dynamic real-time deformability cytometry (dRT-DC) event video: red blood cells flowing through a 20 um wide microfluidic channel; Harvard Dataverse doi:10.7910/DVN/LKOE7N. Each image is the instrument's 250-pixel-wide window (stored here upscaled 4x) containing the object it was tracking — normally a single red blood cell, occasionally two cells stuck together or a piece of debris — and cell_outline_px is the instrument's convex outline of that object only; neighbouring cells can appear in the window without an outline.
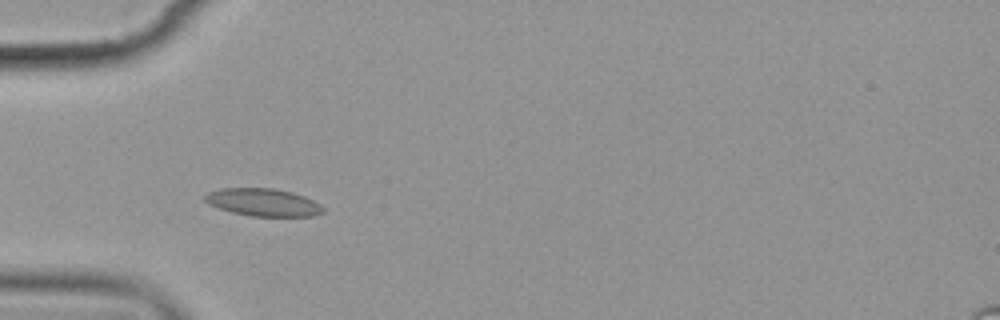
{"species": "common noctule bat (a hibernating species)", "species_latin": "Nyctalus noctula", "temperature_condition": "cold", "stored_images_in_passage": 6, "camera_frame_rate_fps": 3000, "um_per_image_px": 0.085, "animal": {"sex": "female", "body_mass_g": 19.9}, "frame": {"image": 1, "passage_image": 5, "time_ms": 4.667, "image_size_px": [1000, 320], "cell_outline_px": [[324, 212], [312, 216], [252, 216], [232, 212], [208, 204], [204, 200], [204, 196], [208, 192], [220, 188], [276, 188], [292, 192], [304, 196], [320, 204], [324, 208]], "centroid_in_image_um": [22.36, 17.19], "position_along_channel_um": 62.6, "area_um2": 19.02}}
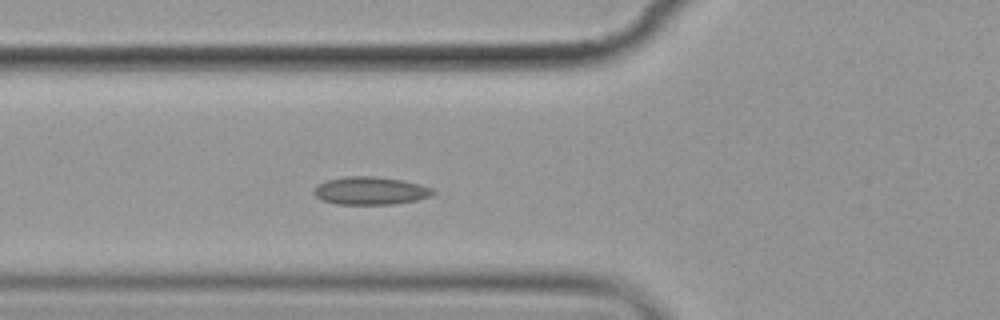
{"frame": {"image": 2, "passage_image": 6, "time_ms": 5.667, "image_size_px": [1000, 320], "cell_outline_px": [[436, 192], [432, 196], [416, 200], [392, 204], [336, 204], [324, 200], [316, 196], [312, 192], [316, 184], [328, 180], [348, 176], [372, 176], [404, 180], [420, 184], [432, 188]], "centroid_in_image_um": [31.5, 16.21], "position_along_channel_um": 94.3, "area_um2": 19.36}}